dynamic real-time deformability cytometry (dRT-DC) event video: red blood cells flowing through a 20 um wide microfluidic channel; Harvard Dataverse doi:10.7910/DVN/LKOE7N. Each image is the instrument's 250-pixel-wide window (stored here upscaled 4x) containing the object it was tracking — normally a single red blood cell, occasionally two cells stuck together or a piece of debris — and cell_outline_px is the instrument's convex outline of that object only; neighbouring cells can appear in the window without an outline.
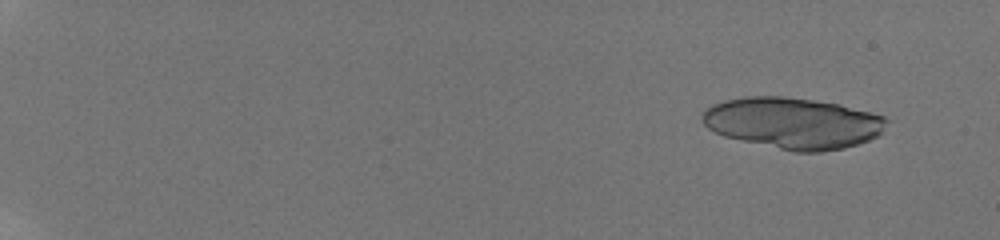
{"species": "human", "species_latin": "Homo sapiens", "temperature_condition": "room temperature", "stored_images_in_passage": 17, "camera_frame_rate_fps": 3000, "um_per_image_px": 0.085, "donor": {"sex": "male"}, "frame": {"image": 1, "passage_image": 1, "time_ms": 0.0, "image_size_px": [1000, 240], "cell_outline_px": [[888, 120], [880, 136], [844, 148], [820, 152], [792, 152], [740, 140], [724, 136], [708, 128], [700, 120], [700, 116], [712, 104], [724, 100], [744, 96], [784, 96], [840, 104], [884, 116]], "centroid_in_image_um": [67.38, 10.46], "position_along_channel_um": 17.6, "area_um2": 55.2}}
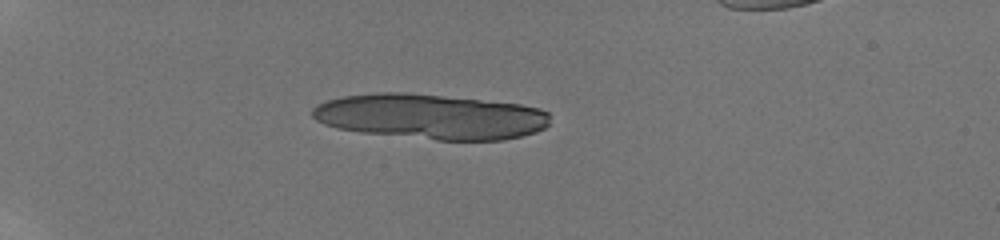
{"frame": {"image": 2, "passage_image": 13, "time_ms": 4.333, "image_size_px": [1000, 240], "cell_outline_px": [[548, 124], [544, 128], [536, 132], [504, 140], [436, 140], [360, 132], [336, 128], [324, 124], [316, 120], [312, 116], [312, 108], [316, 104], [340, 96], [376, 92], [408, 92], [520, 104], [540, 108], [548, 112]], "centroid_in_image_um": [36.56, 9.9], "position_along_channel_um": 48.4, "area_um2": 62.89}}